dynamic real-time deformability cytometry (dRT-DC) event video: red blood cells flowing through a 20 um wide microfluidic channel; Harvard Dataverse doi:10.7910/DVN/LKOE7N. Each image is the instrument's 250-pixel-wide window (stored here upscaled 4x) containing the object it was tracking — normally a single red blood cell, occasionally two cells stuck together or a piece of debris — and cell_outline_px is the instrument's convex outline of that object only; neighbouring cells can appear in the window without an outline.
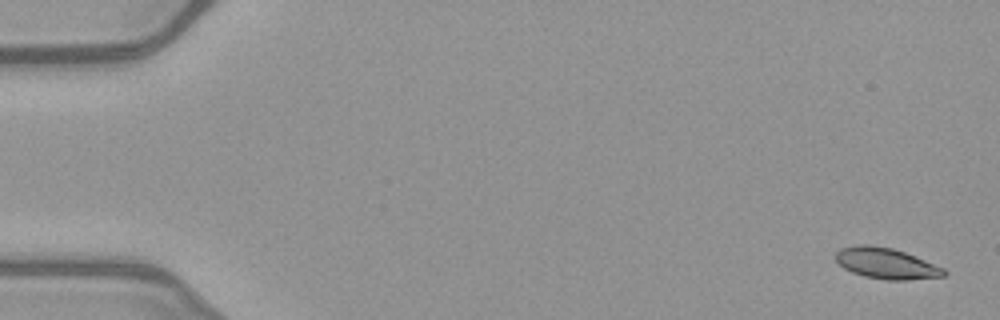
{"species": "common noctule bat (a hibernating species)", "species_latin": "Nyctalus noctula", "temperature_condition": "warm", "stored_images_in_passage": 51, "camera_frame_rate_fps": 3000, "um_per_image_px": 0.085, "animal": {"sex": "female", "body_mass_g": 21.9}, "frame": {"image": 1, "passage_image": 1, "time_ms": 0.0, "image_size_px": [1000, 320], "cell_outline_px": [[948, 272], [944, 276], [904, 280], [884, 280], [864, 276], [852, 272], [844, 268], [836, 260], [836, 252], [840, 248], [856, 244], [868, 244], [892, 248], [904, 252], [944, 268]], "centroid_in_image_um": [75.3, 22.38], "position_along_channel_um": 9.7, "area_um2": 19.42}}
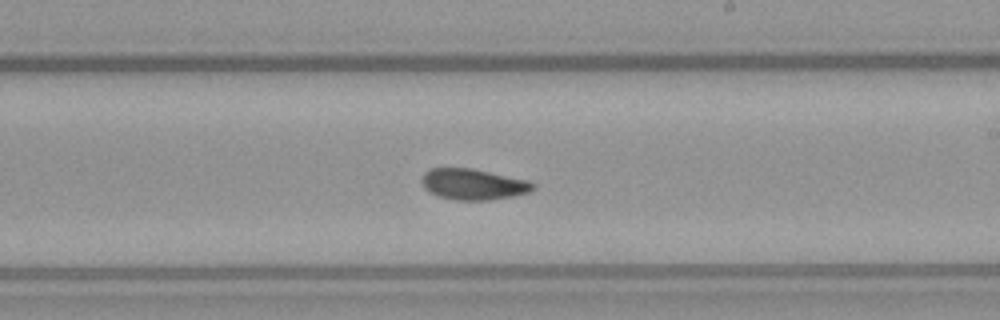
{"frame": {"image": 2, "passage_image": 30, "time_ms": 9.667, "image_size_px": [1000, 320], "cell_outline_px": [[536, 188], [528, 192], [512, 196], [488, 200], [456, 200], [440, 196], [428, 192], [424, 188], [420, 180], [424, 172], [432, 168], [472, 168], [528, 180], [536, 184]], "centroid_in_image_um": [40.21, 15.65], "position_along_channel_um": 248.8, "area_um2": 20.11}}
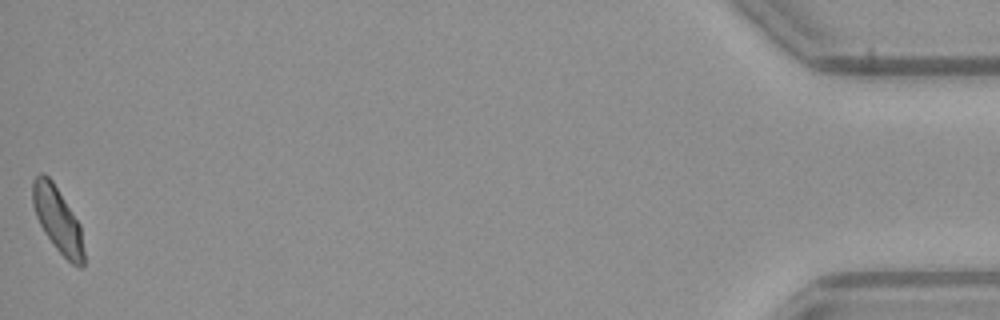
{"frame": {"image": 3, "passage_image": 51, "time_ms": 16.667, "image_size_px": [1000, 320], "cell_outline_px": [[84, 264], [80, 268], [72, 264], [56, 248], [44, 232], [36, 216], [32, 204], [32, 180], [40, 172], [44, 172], [52, 180], [80, 224], [84, 252]], "centroid_in_image_um": [4.89, 18.65], "position_along_channel_um": 430.3, "area_um2": 19.42}, "authors_computed_cell_mechanics": {"area_um2": 19.8832, "velocity_mm_per_s": 4.0149, "shape_relaxation_time_tau1_ms": 9.0914, "shape_relaxation_time_tau2_ms": 2.9903, "deformation_change_tau1": 0.166, "deformation_change_tau2": 0.0786}}